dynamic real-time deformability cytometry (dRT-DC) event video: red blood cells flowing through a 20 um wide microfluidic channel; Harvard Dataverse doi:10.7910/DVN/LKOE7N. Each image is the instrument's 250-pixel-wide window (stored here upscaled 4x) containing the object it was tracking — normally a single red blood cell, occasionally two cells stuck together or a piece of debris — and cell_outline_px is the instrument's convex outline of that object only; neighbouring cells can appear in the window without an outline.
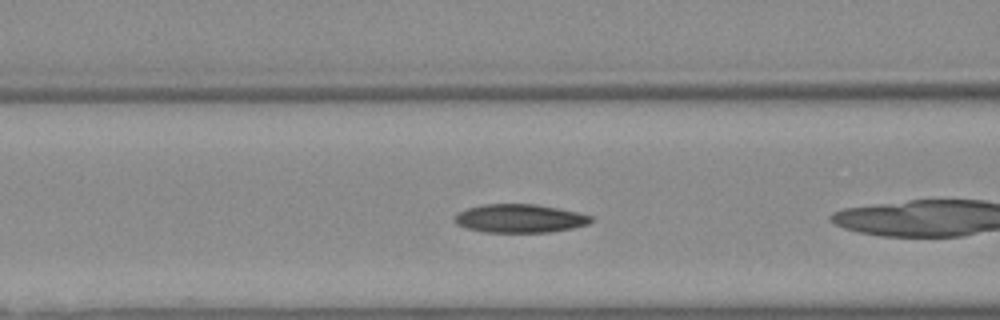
{"species": "Egyptian fruit bat (a non-hibernating species)", "species_latin": "Rousettus aegyptiacus", "temperature_condition": "warm", "stored_images_in_passage": 27, "camera_frame_rate_fps": 3000, "um_per_image_px": 0.085, "animal": {"sex": "female"}, "frame": {"image": 1, "passage_image": 5, "time_ms": 1.333, "image_size_px": [1000, 320], "cell_outline_px": [[592, 220], [588, 224], [572, 228], [548, 232], [484, 232], [468, 228], [456, 224], [456, 216], [460, 212], [468, 208], [484, 204], [536, 204], [576, 212], [592, 216]], "centroid_in_image_um": [44.19, 18.57], "position_along_channel_um": 122.4, "area_um2": 22.25}}
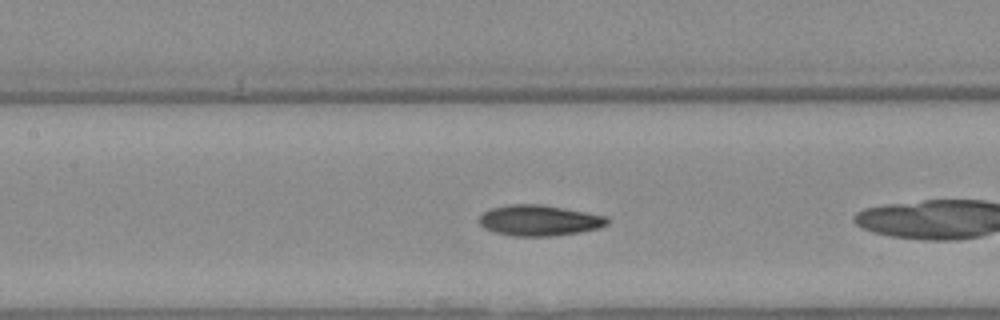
{"frame": {"image": 2, "passage_image": 8, "time_ms": 2.333, "image_size_px": [1000, 320], "cell_outline_px": [[608, 224], [600, 228], [580, 232], [552, 236], [512, 236], [496, 232], [484, 228], [480, 224], [480, 216], [484, 212], [492, 208], [508, 204], [540, 204], [564, 208], [608, 216]], "centroid_in_image_um": [45.86, 18.73], "position_along_channel_um": 161.5, "area_um2": 22.95}}
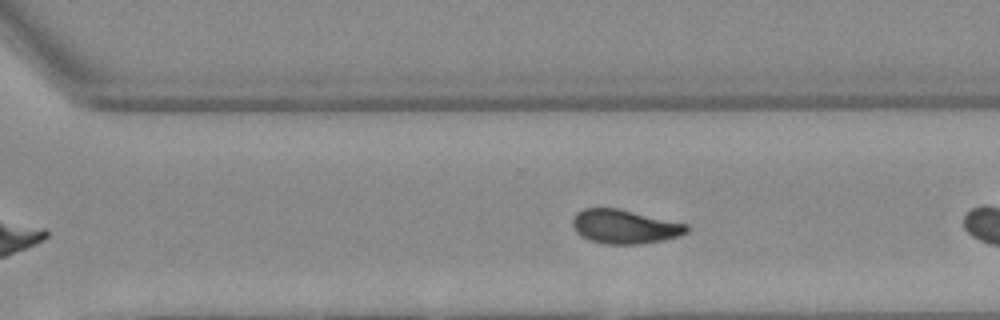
{"frame": {"image": 3, "passage_image": 20, "time_ms": 6.333, "image_size_px": [1000, 320], "cell_outline_px": [[688, 232], [680, 236], [664, 240], [640, 244], [604, 244], [580, 236], [576, 232], [572, 224], [572, 220], [576, 212], [584, 208], [616, 208], [688, 224]], "centroid_in_image_um": [53.09, 19.27], "position_along_channel_um": 317.5, "area_um2": 22.6}}